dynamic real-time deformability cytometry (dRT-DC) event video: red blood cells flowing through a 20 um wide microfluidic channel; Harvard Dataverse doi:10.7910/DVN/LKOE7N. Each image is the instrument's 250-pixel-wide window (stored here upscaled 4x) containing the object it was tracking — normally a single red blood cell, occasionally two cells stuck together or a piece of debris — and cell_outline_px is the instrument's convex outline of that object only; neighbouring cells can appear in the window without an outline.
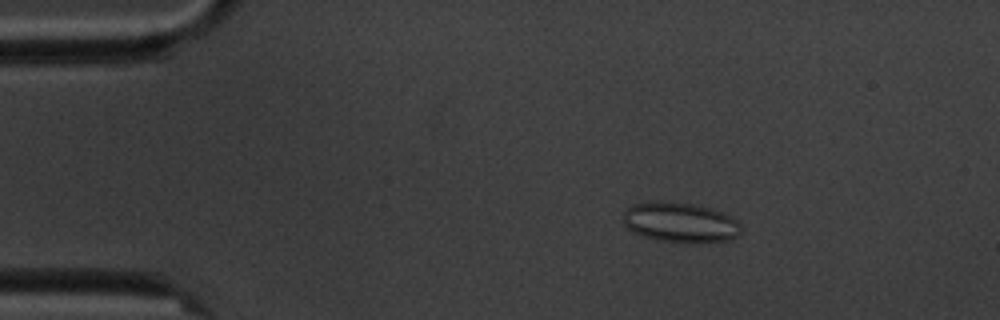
{"species": "common noctule bat (a hibernating species)", "species_latin": "Nyctalus noctula", "temperature_condition": "cold", "stored_images_in_passage": 5, "camera_frame_rate_fps": 3000, "um_per_image_px": 0.085, "animal": {"sex": "male", "body_mass_g": 20.1, "forearm_length_mm": 53.5}, "frame": {"image": 1, "passage_image": 2, "time_ms": 1.333, "image_size_px": [1000, 320], "cell_outline_px": [[740, 232], [736, 236], [728, 240], [660, 240], [644, 236], [632, 232], [624, 224], [624, 212], [632, 204], [656, 200], [660, 200], [692, 204], [724, 212], [732, 216], [740, 224]], "centroid_in_image_um": [57.78, 18.84], "position_along_channel_um": 27.2, "area_um2": 26.7}}